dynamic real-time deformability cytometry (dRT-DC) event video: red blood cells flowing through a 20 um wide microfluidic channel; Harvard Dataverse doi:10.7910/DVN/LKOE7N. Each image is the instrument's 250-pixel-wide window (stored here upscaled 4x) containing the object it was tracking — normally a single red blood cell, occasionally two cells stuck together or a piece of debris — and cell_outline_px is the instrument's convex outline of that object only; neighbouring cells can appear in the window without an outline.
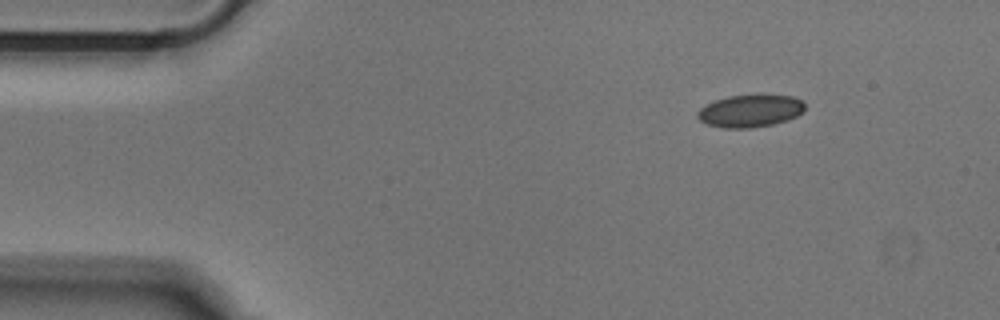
{"species": "Egyptian fruit bat (a non-hibernating species)", "species_latin": "Rousettus aegyptiacus", "temperature_condition": "cold", "stored_images_in_passage": 46, "camera_frame_rate_fps": 3000, "um_per_image_px": 0.085, "animal": {"sex": "male"}, "frame": {"image": 1, "passage_image": 1, "time_ms": 0.0, "image_size_px": [1000, 320], "cell_outline_px": [[804, 112], [788, 120], [772, 124], [748, 128], [724, 128], [708, 124], [700, 120], [696, 116], [696, 112], [700, 108], [716, 100], [728, 96], [792, 96], [804, 100]], "centroid_in_image_um": [63.78, 9.44], "position_along_channel_um": 21.2, "area_um2": 20.0}}
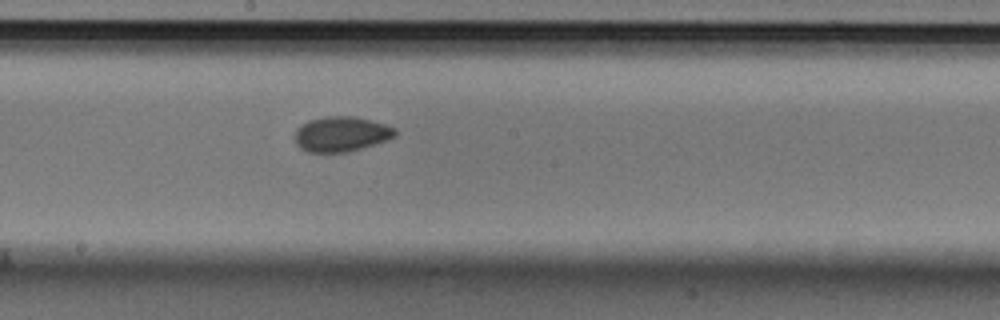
{"frame": {"image": 2, "passage_image": 22, "time_ms": 7.0, "image_size_px": [1000, 320], "cell_outline_px": [[396, 136], [388, 140], [348, 152], [308, 152], [300, 148], [296, 144], [296, 128], [300, 124], [308, 120], [324, 116], [356, 116], [384, 124], [396, 128]], "centroid_in_image_um": [29.0, 11.38], "position_along_channel_um": 219.2, "area_um2": 20.63}}
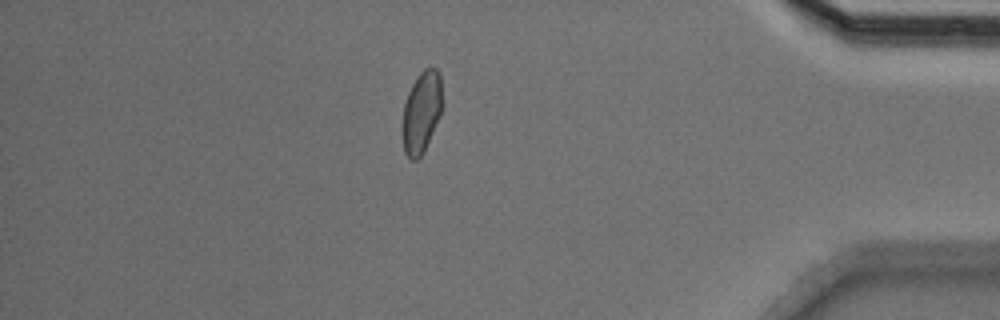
{"frame": {"image": 3, "passage_image": 39, "time_ms": 12.667, "image_size_px": [1000, 320], "cell_outline_px": [[444, 104], [440, 116], [424, 152], [416, 160], [412, 160], [404, 152], [400, 128], [404, 104], [408, 92], [412, 84], [420, 72], [424, 68], [436, 68], [440, 72]], "centroid_in_image_um": [35.83, 9.53], "position_along_channel_um": 399.4, "area_um2": 19.65}}